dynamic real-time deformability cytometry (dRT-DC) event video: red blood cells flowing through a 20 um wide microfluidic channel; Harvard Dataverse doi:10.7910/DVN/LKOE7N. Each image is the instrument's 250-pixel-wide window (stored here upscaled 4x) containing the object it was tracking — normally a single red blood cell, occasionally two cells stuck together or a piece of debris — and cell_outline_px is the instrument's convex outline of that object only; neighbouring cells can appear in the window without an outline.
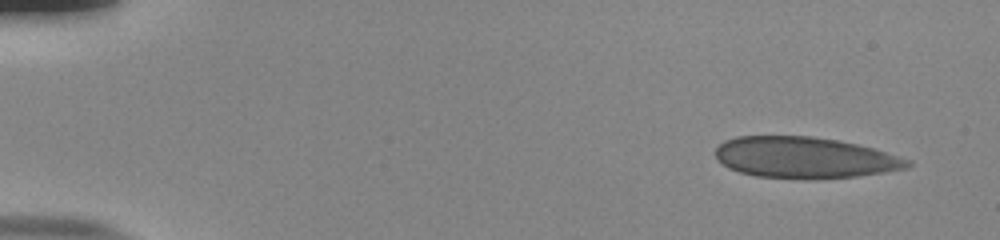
{"species": "human", "species_latin": "Homo sapiens", "temperature_condition": "room temperature", "stored_images_in_passage": 50, "camera_frame_rate_fps": 3000, "um_per_image_px": 0.085, "donor": {"sex": "male"}, "frame": {"image": 1, "passage_image": 1, "time_ms": 0.0, "image_size_px": [1000, 240], "cell_outline_px": [[912, 164], [908, 168], [884, 172], [856, 176], [804, 180], [756, 176], [740, 172], [728, 168], [716, 156], [716, 148], [724, 140], [736, 136], [812, 136], [840, 140], [872, 148], [912, 160]], "centroid_in_image_um": [68.4, 13.4], "position_along_channel_um": 16.6, "area_um2": 46.3}}
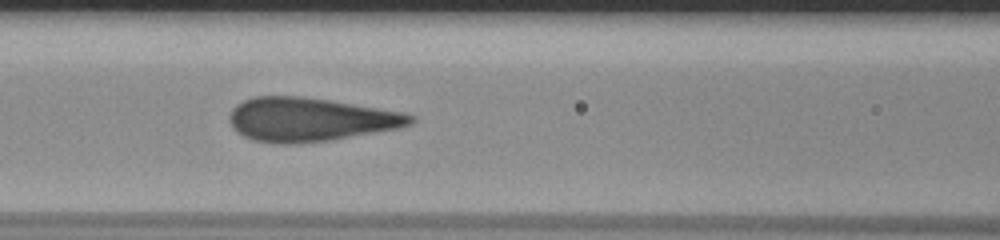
{"frame": {"image": 2, "passage_image": 21, "time_ms": 6.667, "image_size_px": [1000, 240], "cell_outline_px": [[416, 120], [412, 124], [400, 128], [332, 140], [296, 144], [276, 144], [252, 140], [236, 132], [232, 128], [228, 120], [228, 116], [232, 108], [236, 104], [244, 100], [256, 96], [300, 96], [328, 100], [404, 112], [416, 116]], "centroid_in_image_um": [26.34, 10.17], "position_along_channel_um": 140.3, "area_um2": 46.59}}
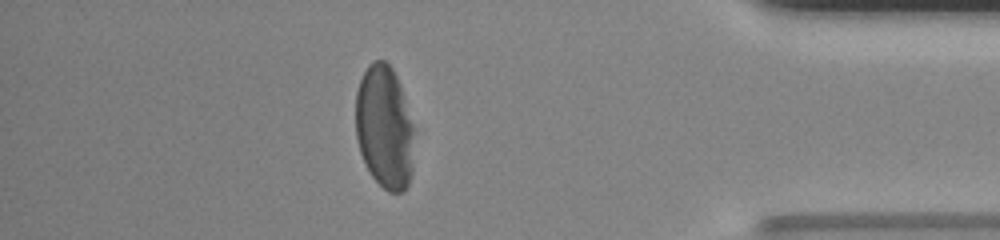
{"frame": {"image": 3, "passage_image": 44, "time_ms": 14.333, "image_size_px": [1000, 240], "cell_outline_px": [[412, 172], [408, 184], [404, 192], [388, 192], [372, 176], [364, 164], [360, 152], [356, 136], [356, 92], [360, 80], [368, 64], [372, 60], [384, 60], [392, 68], [396, 76], [412, 124]], "centroid_in_image_um": [32.64, 10.83], "position_along_channel_um": 402.6, "area_um2": 41.62}, "authors_computed_cell_mechanics": {"area_um2": 46.2689, "velocity_mm_per_s": 3.8241, "shape_relaxation_time_tau1_ms": 5.1427, "shape_relaxation_time_tau2_ms": null, "deformation_change_tau1": 0.1784, "deformation_change_tau2": null}}